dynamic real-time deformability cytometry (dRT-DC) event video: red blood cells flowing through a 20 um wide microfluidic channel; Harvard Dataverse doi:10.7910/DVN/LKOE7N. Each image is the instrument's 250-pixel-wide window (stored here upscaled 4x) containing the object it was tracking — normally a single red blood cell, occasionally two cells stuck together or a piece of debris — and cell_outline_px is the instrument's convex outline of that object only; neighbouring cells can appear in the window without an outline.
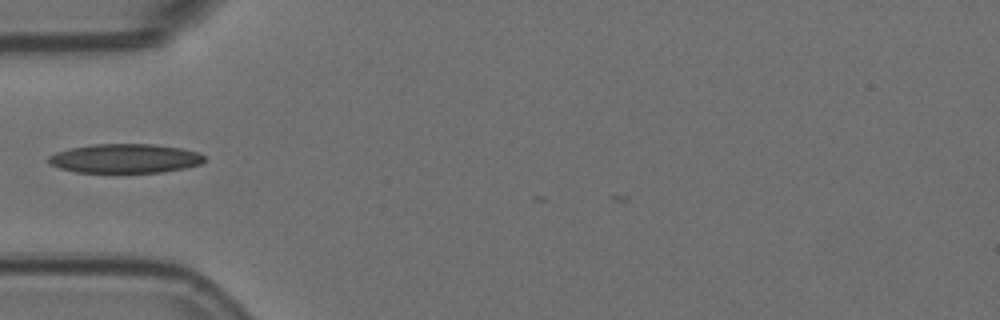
{"species": "Egyptian fruit bat (a non-hibernating species)", "species_latin": "Rousettus aegyptiacus", "temperature_condition": "room temperature", "stored_images_in_passage": 2, "camera_frame_rate_fps": 3000, "um_per_image_px": 0.085, "animal": {"sex": "female"}, "frame": {"image": 1, "passage_image": 1, "time_ms": 0.0, "image_size_px": [1000, 320], "cell_outline_px": [[204, 160], [200, 164], [184, 168], [160, 172], [76, 172], [60, 168], [48, 164], [48, 156], [56, 152], [68, 148], [92, 144], [152, 144], [180, 148], [196, 152], [204, 156]], "centroid_in_image_um": [10.57, 13.46], "position_along_channel_um": 74.4, "area_um2": 26.36}}